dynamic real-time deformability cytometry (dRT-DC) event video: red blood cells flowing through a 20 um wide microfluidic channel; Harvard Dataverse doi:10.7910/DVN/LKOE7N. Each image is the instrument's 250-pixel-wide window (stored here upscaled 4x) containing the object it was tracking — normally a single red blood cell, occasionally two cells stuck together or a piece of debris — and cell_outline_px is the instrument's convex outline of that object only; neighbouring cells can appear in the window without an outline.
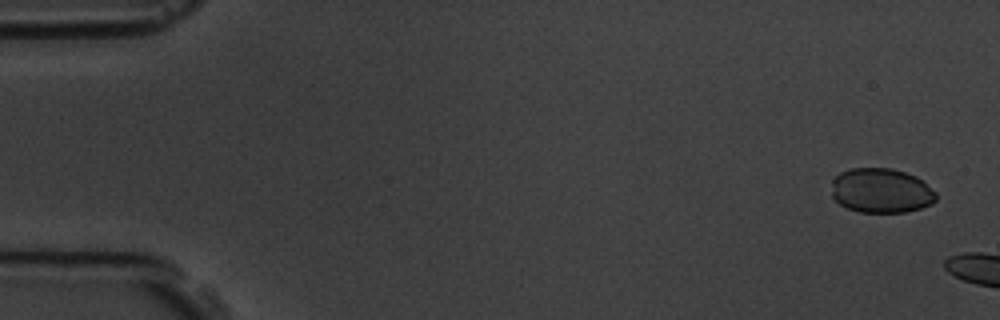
{"species": "common noctule bat (a hibernating species)", "species_latin": "Nyctalus noctula", "temperature_condition": "room temperature", "stored_images_in_passage": 3, "camera_frame_rate_fps": 3000, "um_per_image_px": 0.085, "animal": {"sex": "male", "body_mass_g": 19.5, "forearm_length_mm": 54.6}, "frame": {"image": 1, "passage_image": 1, "time_ms": 0.0, "image_size_px": [1000, 320], "cell_outline_px": [[936, 200], [932, 204], [920, 208], [904, 212], [860, 212], [848, 208], [840, 204], [832, 196], [832, 180], [840, 172], [848, 168], [892, 168], [916, 176], [924, 180], [936, 192]], "centroid_in_image_um": [74.91, 16.19], "position_along_channel_um": 10.1, "area_um2": 27.4}}